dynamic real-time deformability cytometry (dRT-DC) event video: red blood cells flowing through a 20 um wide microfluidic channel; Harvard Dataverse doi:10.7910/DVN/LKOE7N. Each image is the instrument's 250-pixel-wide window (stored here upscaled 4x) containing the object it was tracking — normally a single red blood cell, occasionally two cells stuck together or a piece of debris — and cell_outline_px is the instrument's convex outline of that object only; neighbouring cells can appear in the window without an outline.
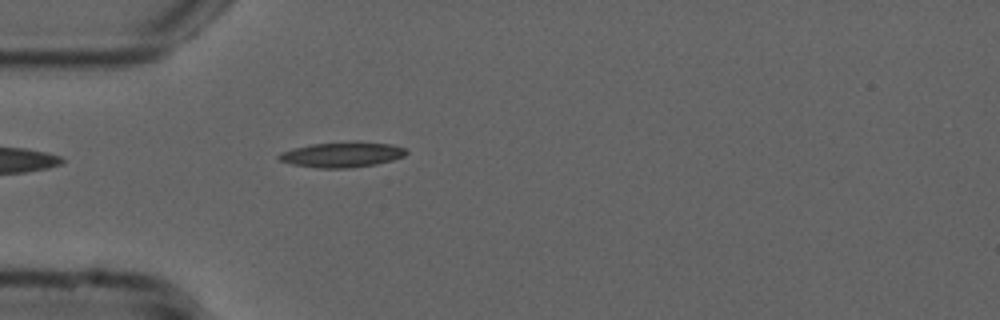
{"species": "common noctule bat (a hibernating species)", "species_latin": "Nyctalus noctula", "temperature_condition": "cold", "stored_images_in_passage": 30, "camera_frame_rate_fps": 3000, "um_per_image_px": 0.085, "animal": {"sex": "male", "forearm_length_mm": 52.5}, "frame": {"image": 1, "passage_image": 1, "time_ms": 0.0, "image_size_px": [1000, 320], "cell_outline_px": [[408, 152], [404, 156], [392, 160], [376, 164], [348, 168], [316, 168], [292, 164], [280, 160], [276, 156], [280, 152], [292, 148], [312, 144], [392, 144], [404, 148]], "centroid_in_image_um": [29.01, 13.19], "position_along_channel_um": 56.0, "area_um2": 17.92}}
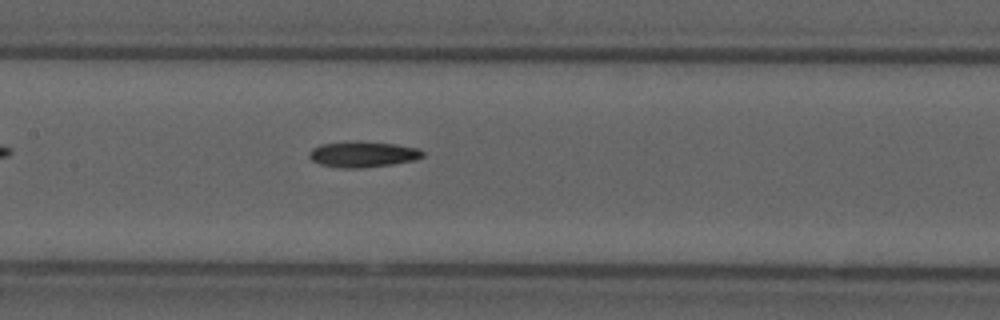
{"frame": {"image": 2, "passage_image": 11, "time_ms": 3.333, "image_size_px": [1000, 320], "cell_outline_px": [[424, 156], [416, 160], [392, 164], [360, 168], [340, 168], [320, 164], [312, 160], [308, 156], [308, 152], [312, 148], [320, 144], [356, 140], [396, 144], [416, 148], [424, 152]], "centroid_in_image_um": [30.82, 13.1], "position_along_channel_um": 176.6, "area_um2": 17.28}}
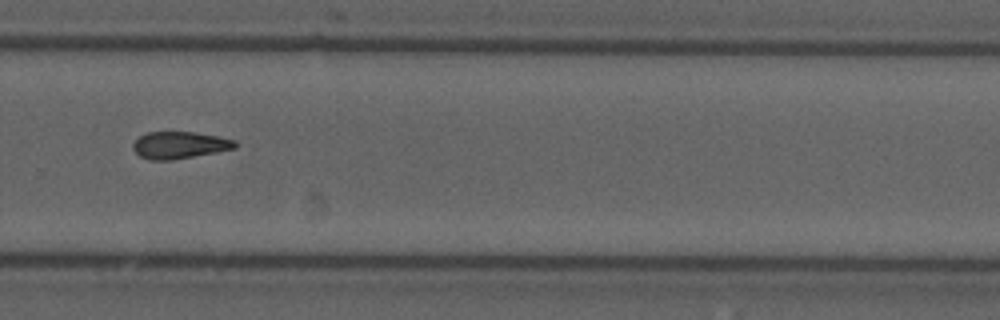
{"frame": {"image": 3, "passage_image": 22, "time_ms": 7.0, "image_size_px": [1000, 320], "cell_outline_px": [[240, 144], [236, 148], [216, 152], [172, 160], [148, 160], [140, 156], [132, 148], [132, 144], [140, 136], [148, 132], [196, 132], [236, 140]], "centroid_in_image_um": [15.28, 12.33], "position_along_channel_um": 314.5, "area_um2": 16.13}}